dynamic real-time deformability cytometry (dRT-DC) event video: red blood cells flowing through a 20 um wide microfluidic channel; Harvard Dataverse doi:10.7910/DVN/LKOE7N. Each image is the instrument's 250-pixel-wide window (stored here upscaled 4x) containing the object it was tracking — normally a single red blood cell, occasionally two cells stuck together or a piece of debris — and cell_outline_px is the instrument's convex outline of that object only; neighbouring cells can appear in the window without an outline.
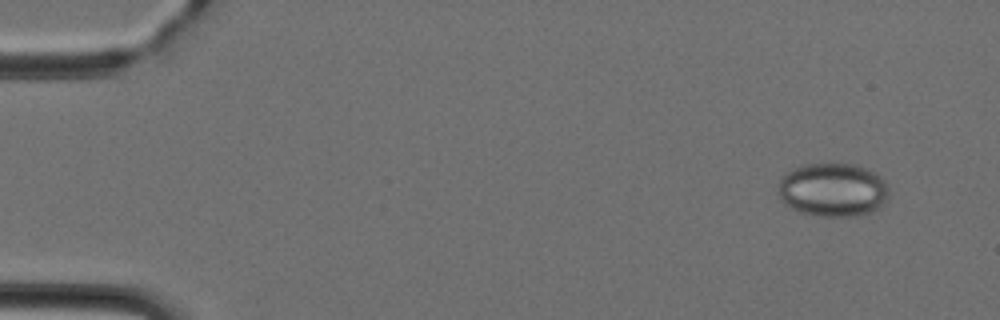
{"species": "Egyptian fruit bat (a non-hibernating species)", "species_latin": "Rousettus aegyptiacus", "temperature_condition": "cold", "stored_images_in_passage": 48, "camera_frame_rate_fps": 3000, "um_per_image_px": 0.085, "animal": {"sex": "female"}, "frame": {"image": 1, "passage_image": 4, "time_ms": 1.0, "image_size_px": [1000, 320], "cell_outline_px": [[888, 200], [884, 204], [872, 212], [860, 216], [816, 216], [800, 212], [784, 204], [780, 200], [780, 180], [784, 172], [792, 168], [804, 164], [852, 164], [864, 168], [880, 176], [884, 180], [888, 188]], "centroid_in_image_um": [70.79, 16.15], "position_along_channel_um": 14.2, "area_um2": 34.8}}
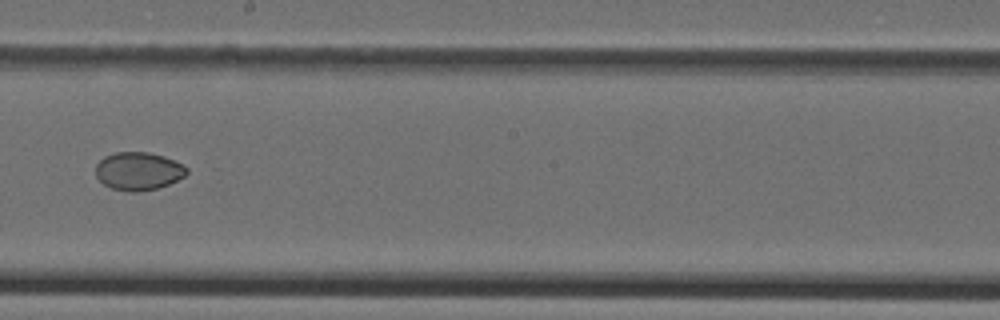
{"frame": {"image": 2, "passage_image": 28, "time_ms": 9.0, "image_size_px": [1000, 320], "cell_outline_px": [[188, 172], [184, 176], [168, 184], [156, 188], [140, 192], [128, 192], [112, 188], [104, 184], [96, 176], [96, 164], [104, 156], [116, 152], [148, 152], [164, 156], [188, 168]], "centroid_in_image_um": [11.74, 14.54], "position_along_channel_um": 236.5, "area_um2": 20.06}}
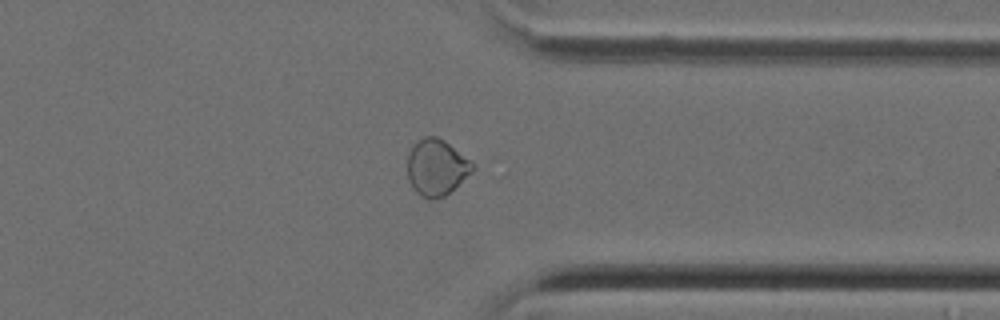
{"frame": {"image": 3, "passage_image": 38, "time_ms": 12.333, "image_size_px": [1000, 320], "cell_outline_px": [[476, 168], [472, 172], [444, 196], [428, 200], [420, 196], [416, 192], [408, 180], [408, 152], [424, 136], [436, 136], [444, 140], [476, 164]], "centroid_in_image_um": [37.12, 14.23], "position_along_channel_um": 374.3, "area_um2": 21.27}}